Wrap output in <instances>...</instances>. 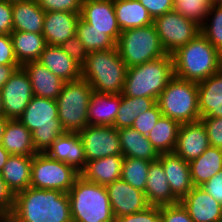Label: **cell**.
Segmentation results:
<instances>
[{"mask_svg":"<svg viewBox=\"0 0 222 222\" xmlns=\"http://www.w3.org/2000/svg\"><path fill=\"white\" fill-rule=\"evenodd\" d=\"M9 222H72L68 193L52 189H27L15 194Z\"/></svg>","mask_w":222,"mask_h":222,"instance_id":"obj_1","label":"cell"},{"mask_svg":"<svg viewBox=\"0 0 222 222\" xmlns=\"http://www.w3.org/2000/svg\"><path fill=\"white\" fill-rule=\"evenodd\" d=\"M174 75L199 83L222 69V54L200 33L172 53Z\"/></svg>","mask_w":222,"mask_h":222,"instance_id":"obj_2","label":"cell"},{"mask_svg":"<svg viewBox=\"0 0 222 222\" xmlns=\"http://www.w3.org/2000/svg\"><path fill=\"white\" fill-rule=\"evenodd\" d=\"M127 66L120 57L117 46L110 50L88 52L82 66V78L94 92L121 94L124 89Z\"/></svg>","mask_w":222,"mask_h":222,"instance_id":"obj_3","label":"cell"},{"mask_svg":"<svg viewBox=\"0 0 222 222\" xmlns=\"http://www.w3.org/2000/svg\"><path fill=\"white\" fill-rule=\"evenodd\" d=\"M172 54L127 68L123 94L128 97H147L157 101L161 92L174 77Z\"/></svg>","mask_w":222,"mask_h":222,"instance_id":"obj_4","label":"cell"},{"mask_svg":"<svg viewBox=\"0 0 222 222\" xmlns=\"http://www.w3.org/2000/svg\"><path fill=\"white\" fill-rule=\"evenodd\" d=\"M72 222H114L106 187L78 176L68 192Z\"/></svg>","mask_w":222,"mask_h":222,"instance_id":"obj_5","label":"cell"},{"mask_svg":"<svg viewBox=\"0 0 222 222\" xmlns=\"http://www.w3.org/2000/svg\"><path fill=\"white\" fill-rule=\"evenodd\" d=\"M18 120L31 132L37 153H46L65 132L58 119V106L54 99L34 95Z\"/></svg>","mask_w":222,"mask_h":222,"instance_id":"obj_6","label":"cell"},{"mask_svg":"<svg viewBox=\"0 0 222 222\" xmlns=\"http://www.w3.org/2000/svg\"><path fill=\"white\" fill-rule=\"evenodd\" d=\"M156 103L163 116L180 124L200 120L198 85L174 76L159 95Z\"/></svg>","mask_w":222,"mask_h":222,"instance_id":"obj_7","label":"cell"},{"mask_svg":"<svg viewBox=\"0 0 222 222\" xmlns=\"http://www.w3.org/2000/svg\"><path fill=\"white\" fill-rule=\"evenodd\" d=\"M93 92L91 85L82 77L64 82L56 102L58 119L65 132L78 133L88 125L87 110Z\"/></svg>","mask_w":222,"mask_h":222,"instance_id":"obj_8","label":"cell"},{"mask_svg":"<svg viewBox=\"0 0 222 222\" xmlns=\"http://www.w3.org/2000/svg\"><path fill=\"white\" fill-rule=\"evenodd\" d=\"M116 46L127 68L167 55L154 24L123 30Z\"/></svg>","mask_w":222,"mask_h":222,"instance_id":"obj_9","label":"cell"},{"mask_svg":"<svg viewBox=\"0 0 222 222\" xmlns=\"http://www.w3.org/2000/svg\"><path fill=\"white\" fill-rule=\"evenodd\" d=\"M79 175L72 166L54 160L46 153H36L31 167L30 187L68 193Z\"/></svg>","mask_w":222,"mask_h":222,"instance_id":"obj_10","label":"cell"},{"mask_svg":"<svg viewBox=\"0 0 222 222\" xmlns=\"http://www.w3.org/2000/svg\"><path fill=\"white\" fill-rule=\"evenodd\" d=\"M153 24L167 54L174 53L201 33L200 25L175 10L155 18Z\"/></svg>","mask_w":222,"mask_h":222,"instance_id":"obj_11","label":"cell"},{"mask_svg":"<svg viewBox=\"0 0 222 222\" xmlns=\"http://www.w3.org/2000/svg\"><path fill=\"white\" fill-rule=\"evenodd\" d=\"M86 161L112 155H122L118 129L114 126L87 125L78 132Z\"/></svg>","mask_w":222,"mask_h":222,"instance_id":"obj_12","label":"cell"},{"mask_svg":"<svg viewBox=\"0 0 222 222\" xmlns=\"http://www.w3.org/2000/svg\"><path fill=\"white\" fill-rule=\"evenodd\" d=\"M0 92L3 115L8 119H18L34 96L29 77L22 67L16 69Z\"/></svg>","mask_w":222,"mask_h":222,"instance_id":"obj_13","label":"cell"},{"mask_svg":"<svg viewBox=\"0 0 222 222\" xmlns=\"http://www.w3.org/2000/svg\"><path fill=\"white\" fill-rule=\"evenodd\" d=\"M80 18L93 29L103 31L118 42L122 31L117 22L113 0H83Z\"/></svg>","mask_w":222,"mask_h":222,"instance_id":"obj_14","label":"cell"},{"mask_svg":"<svg viewBox=\"0 0 222 222\" xmlns=\"http://www.w3.org/2000/svg\"><path fill=\"white\" fill-rule=\"evenodd\" d=\"M115 218L141 212L150 206L145 192L134 188L122 179L105 186Z\"/></svg>","mask_w":222,"mask_h":222,"instance_id":"obj_15","label":"cell"},{"mask_svg":"<svg viewBox=\"0 0 222 222\" xmlns=\"http://www.w3.org/2000/svg\"><path fill=\"white\" fill-rule=\"evenodd\" d=\"M180 202L194 222H222V204L201 186H194Z\"/></svg>","mask_w":222,"mask_h":222,"instance_id":"obj_16","label":"cell"},{"mask_svg":"<svg viewBox=\"0 0 222 222\" xmlns=\"http://www.w3.org/2000/svg\"><path fill=\"white\" fill-rule=\"evenodd\" d=\"M209 146L205 126L200 120L180 125L174 152L186 162L198 158Z\"/></svg>","mask_w":222,"mask_h":222,"instance_id":"obj_17","label":"cell"},{"mask_svg":"<svg viewBox=\"0 0 222 222\" xmlns=\"http://www.w3.org/2000/svg\"><path fill=\"white\" fill-rule=\"evenodd\" d=\"M158 160L163 165L172 193L181 200L194 187L189 162L175 152L161 153Z\"/></svg>","mask_w":222,"mask_h":222,"instance_id":"obj_18","label":"cell"},{"mask_svg":"<svg viewBox=\"0 0 222 222\" xmlns=\"http://www.w3.org/2000/svg\"><path fill=\"white\" fill-rule=\"evenodd\" d=\"M46 154L54 159L72 166L79 173L86 165V157L83 143L76 132H64L46 151Z\"/></svg>","mask_w":222,"mask_h":222,"instance_id":"obj_19","label":"cell"},{"mask_svg":"<svg viewBox=\"0 0 222 222\" xmlns=\"http://www.w3.org/2000/svg\"><path fill=\"white\" fill-rule=\"evenodd\" d=\"M80 14L72 12H45L42 34L46 44L57 45L66 42L76 34Z\"/></svg>","mask_w":222,"mask_h":222,"instance_id":"obj_20","label":"cell"},{"mask_svg":"<svg viewBox=\"0 0 222 222\" xmlns=\"http://www.w3.org/2000/svg\"><path fill=\"white\" fill-rule=\"evenodd\" d=\"M64 82L82 77V67L57 45H46L38 60Z\"/></svg>","mask_w":222,"mask_h":222,"instance_id":"obj_21","label":"cell"},{"mask_svg":"<svg viewBox=\"0 0 222 222\" xmlns=\"http://www.w3.org/2000/svg\"><path fill=\"white\" fill-rule=\"evenodd\" d=\"M145 197L148 204L152 206H163L180 202L172 193L163 170V165L159 160L150 162L145 186Z\"/></svg>","mask_w":222,"mask_h":222,"instance_id":"obj_22","label":"cell"},{"mask_svg":"<svg viewBox=\"0 0 222 222\" xmlns=\"http://www.w3.org/2000/svg\"><path fill=\"white\" fill-rule=\"evenodd\" d=\"M27 73L35 96L56 100L64 81L54 75L38 61H30L21 66Z\"/></svg>","mask_w":222,"mask_h":222,"instance_id":"obj_23","label":"cell"},{"mask_svg":"<svg viewBox=\"0 0 222 222\" xmlns=\"http://www.w3.org/2000/svg\"><path fill=\"white\" fill-rule=\"evenodd\" d=\"M197 85L200 117H222V69Z\"/></svg>","mask_w":222,"mask_h":222,"instance_id":"obj_24","label":"cell"},{"mask_svg":"<svg viewBox=\"0 0 222 222\" xmlns=\"http://www.w3.org/2000/svg\"><path fill=\"white\" fill-rule=\"evenodd\" d=\"M120 102L121 94L93 92L87 110L88 125L114 126Z\"/></svg>","mask_w":222,"mask_h":222,"instance_id":"obj_25","label":"cell"},{"mask_svg":"<svg viewBox=\"0 0 222 222\" xmlns=\"http://www.w3.org/2000/svg\"><path fill=\"white\" fill-rule=\"evenodd\" d=\"M123 155H112L86 162L80 176L99 185L106 186L121 177Z\"/></svg>","mask_w":222,"mask_h":222,"instance_id":"obj_26","label":"cell"},{"mask_svg":"<svg viewBox=\"0 0 222 222\" xmlns=\"http://www.w3.org/2000/svg\"><path fill=\"white\" fill-rule=\"evenodd\" d=\"M13 31L42 34L45 11L37 0H24L12 3Z\"/></svg>","mask_w":222,"mask_h":222,"instance_id":"obj_27","label":"cell"},{"mask_svg":"<svg viewBox=\"0 0 222 222\" xmlns=\"http://www.w3.org/2000/svg\"><path fill=\"white\" fill-rule=\"evenodd\" d=\"M32 162L33 156L10 155L2 168L0 176L14 195L30 187Z\"/></svg>","mask_w":222,"mask_h":222,"instance_id":"obj_28","label":"cell"},{"mask_svg":"<svg viewBox=\"0 0 222 222\" xmlns=\"http://www.w3.org/2000/svg\"><path fill=\"white\" fill-rule=\"evenodd\" d=\"M1 145L10 155L34 156L32 134L18 119H9Z\"/></svg>","mask_w":222,"mask_h":222,"instance_id":"obj_29","label":"cell"},{"mask_svg":"<svg viewBox=\"0 0 222 222\" xmlns=\"http://www.w3.org/2000/svg\"><path fill=\"white\" fill-rule=\"evenodd\" d=\"M118 133L124 157L145 159L151 162L158 160L160 154L147 136L132 127L118 129Z\"/></svg>","mask_w":222,"mask_h":222,"instance_id":"obj_30","label":"cell"},{"mask_svg":"<svg viewBox=\"0 0 222 222\" xmlns=\"http://www.w3.org/2000/svg\"><path fill=\"white\" fill-rule=\"evenodd\" d=\"M121 31L153 24L147 9L138 0H113Z\"/></svg>","mask_w":222,"mask_h":222,"instance_id":"obj_31","label":"cell"},{"mask_svg":"<svg viewBox=\"0 0 222 222\" xmlns=\"http://www.w3.org/2000/svg\"><path fill=\"white\" fill-rule=\"evenodd\" d=\"M189 165L193 185L201 186L222 170V149L209 146Z\"/></svg>","mask_w":222,"mask_h":222,"instance_id":"obj_32","label":"cell"},{"mask_svg":"<svg viewBox=\"0 0 222 222\" xmlns=\"http://www.w3.org/2000/svg\"><path fill=\"white\" fill-rule=\"evenodd\" d=\"M14 53L18 63L38 61L46 44L43 34L13 31L11 34Z\"/></svg>","mask_w":222,"mask_h":222,"instance_id":"obj_33","label":"cell"},{"mask_svg":"<svg viewBox=\"0 0 222 222\" xmlns=\"http://www.w3.org/2000/svg\"><path fill=\"white\" fill-rule=\"evenodd\" d=\"M180 123L161 115L152 130L147 135L148 140L159 154L174 152Z\"/></svg>","mask_w":222,"mask_h":222,"instance_id":"obj_34","label":"cell"},{"mask_svg":"<svg viewBox=\"0 0 222 222\" xmlns=\"http://www.w3.org/2000/svg\"><path fill=\"white\" fill-rule=\"evenodd\" d=\"M156 104V100L147 97H128L121 93V102L114 120L117 129L132 127L134 120Z\"/></svg>","mask_w":222,"mask_h":222,"instance_id":"obj_35","label":"cell"},{"mask_svg":"<svg viewBox=\"0 0 222 222\" xmlns=\"http://www.w3.org/2000/svg\"><path fill=\"white\" fill-rule=\"evenodd\" d=\"M76 35L88 52L110 50L116 47V42L103 31L93 29L81 18L76 25Z\"/></svg>","mask_w":222,"mask_h":222,"instance_id":"obj_36","label":"cell"},{"mask_svg":"<svg viewBox=\"0 0 222 222\" xmlns=\"http://www.w3.org/2000/svg\"><path fill=\"white\" fill-rule=\"evenodd\" d=\"M150 162L145 159L124 157L120 179L145 192Z\"/></svg>","mask_w":222,"mask_h":222,"instance_id":"obj_37","label":"cell"},{"mask_svg":"<svg viewBox=\"0 0 222 222\" xmlns=\"http://www.w3.org/2000/svg\"><path fill=\"white\" fill-rule=\"evenodd\" d=\"M201 34L222 54V5L210 6Z\"/></svg>","mask_w":222,"mask_h":222,"instance_id":"obj_38","label":"cell"},{"mask_svg":"<svg viewBox=\"0 0 222 222\" xmlns=\"http://www.w3.org/2000/svg\"><path fill=\"white\" fill-rule=\"evenodd\" d=\"M174 10L184 17L202 25L209 11L207 0H173Z\"/></svg>","mask_w":222,"mask_h":222,"instance_id":"obj_39","label":"cell"},{"mask_svg":"<svg viewBox=\"0 0 222 222\" xmlns=\"http://www.w3.org/2000/svg\"><path fill=\"white\" fill-rule=\"evenodd\" d=\"M37 2L45 12L57 11L81 14L83 0H37Z\"/></svg>","mask_w":222,"mask_h":222,"instance_id":"obj_40","label":"cell"},{"mask_svg":"<svg viewBox=\"0 0 222 222\" xmlns=\"http://www.w3.org/2000/svg\"><path fill=\"white\" fill-rule=\"evenodd\" d=\"M161 115L162 113L159 109L158 104L156 103L152 108L141 113L134 120L132 128L139 131L142 135L147 136Z\"/></svg>","mask_w":222,"mask_h":222,"instance_id":"obj_41","label":"cell"},{"mask_svg":"<svg viewBox=\"0 0 222 222\" xmlns=\"http://www.w3.org/2000/svg\"><path fill=\"white\" fill-rule=\"evenodd\" d=\"M161 222H194L181 202L160 206Z\"/></svg>","mask_w":222,"mask_h":222,"instance_id":"obj_42","label":"cell"},{"mask_svg":"<svg viewBox=\"0 0 222 222\" xmlns=\"http://www.w3.org/2000/svg\"><path fill=\"white\" fill-rule=\"evenodd\" d=\"M59 47L81 67L85 64L88 51L76 34L70 37L66 42L61 43Z\"/></svg>","mask_w":222,"mask_h":222,"instance_id":"obj_43","label":"cell"},{"mask_svg":"<svg viewBox=\"0 0 222 222\" xmlns=\"http://www.w3.org/2000/svg\"><path fill=\"white\" fill-rule=\"evenodd\" d=\"M200 121L205 126L210 146L222 149V117H201Z\"/></svg>","mask_w":222,"mask_h":222,"instance_id":"obj_44","label":"cell"},{"mask_svg":"<svg viewBox=\"0 0 222 222\" xmlns=\"http://www.w3.org/2000/svg\"><path fill=\"white\" fill-rule=\"evenodd\" d=\"M114 222H161L160 206H148L145 210L115 218Z\"/></svg>","mask_w":222,"mask_h":222,"instance_id":"obj_45","label":"cell"},{"mask_svg":"<svg viewBox=\"0 0 222 222\" xmlns=\"http://www.w3.org/2000/svg\"><path fill=\"white\" fill-rule=\"evenodd\" d=\"M148 11L152 19L174 10L173 0H138Z\"/></svg>","mask_w":222,"mask_h":222,"instance_id":"obj_46","label":"cell"},{"mask_svg":"<svg viewBox=\"0 0 222 222\" xmlns=\"http://www.w3.org/2000/svg\"><path fill=\"white\" fill-rule=\"evenodd\" d=\"M0 65H20L10 35L0 34Z\"/></svg>","mask_w":222,"mask_h":222,"instance_id":"obj_47","label":"cell"},{"mask_svg":"<svg viewBox=\"0 0 222 222\" xmlns=\"http://www.w3.org/2000/svg\"><path fill=\"white\" fill-rule=\"evenodd\" d=\"M13 32L12 3L0 0V34L10 35Z\"/></svg>","mask_w":222,"mask_h":222,"instance_id":"obj_48","label":"cell"},{"mask_svg":"<svg viewBox=\"0 0 222 222\" xmlns=\"http://www.w3.org/2000/svg\"><path fill=\"white\" fill-rule=\"evenodd\" d=\"M15 195L0 176V211L8 217L14 207Z\"/></svg>","mask_w":222,"mask_h":222,"instance_id":"obj_49","label":"cell"},{"mask_svg":"<svg viewBox=\"0 0 222 222\" xmlns=\"http://www.w3.org/2000/svg\"><path fill=\"white\" fill-rule=\"evenodd\" d=\"M201 187L216 201L222 204V170L205 182Z\"/></svg>","mask_w":222,"mask_h":222,"instance_id":"obj_50","label":"cell"},{"mask_svg":"<svg viewBox=\"0 0 222 222\" xmlns=\"http://www.w3.org/2000/svg\"><path fill=\"white\" fill-rule=\"evenodd\" d=\"M21 65H0V89Z\"/></svg>","mask_w":222,"mask_h":222,"instance_id":"obj_51","label":"cell"},{"mask_svg":"<svg viewBox=\"0 0 222 222\" xmlns=\"http://www.w3.org/2000/svg\"><path fill=\"white\" fill-rule=\"evenodd\" d=\"M9 156L10 154L7 152V150L2 145H0V172L7 162Z\"/></svg>","mask_w":222,"mask_h":222,"instance_id":"obj_52","label":"cell"},{"mask_svg":"<svg viewBox=\"0 0 222 222\" xmlns=\"http://www.w3.org/2000/svg\"><path fill=\"white\" fill-rule=\"evenodd\" d=\"M8 118H6L4 115L0 116V145L2 143V139H3V135H4V131H5V127L7 125L8 122Z\"/></svg>","mask_w":222,"mask_h":222,"instance_id":"obj_53","label":"cell"},{"mask_svg":"<svg viewBox=\"0 0 222 222\" xmlns=\"http://www.w3.org/2000/svg\"><path fill=\"white\" fill-rule=\"evenodd\" d=\"M209 6H219L222 5V0H207Z\"/></svg>","mask_w":222,"mask_h":222,"instance_id":"obj_54","label":"cell"},{"mask_svg":"<svg viewBox=\"0 0 222 222\" xmlns=\"http://www.w3.org/2000/svg\"><path fill=\"white\" fill-rule=\"evenodd\" d=\"M0 116H3V106H2L1 92H0Z\"/></svg>","mask_w":222,"mask_h":222,"instance_id":"obj_55","label":"cell"},{"mask_svg":"<svg viewBox=\"0 0 222 222\" xmlns=\"http://www.w3.org/2000/svg\"><path fill=\"white\" fill-rule=\"evenodd\" d=\"M7 217L0 211V222H5Z\"/></svg>","mask_w":222,"mask_h":222,"instance_id":"obj_56","label":"cell"},{"mask_svg":"<svg viewBox=\"0 0 222 222\" xmlns=\"http://www.w3.org/2000/svg\"><path fill=\"white\" fill-rule=\"evenodd\" d=\"M7 2H10V3H14V2H19V1H24V0H5Z\"/></svg>","mask_w":222,"mask_h":222,"instance_id":"obj_57","label":"cell"}]
</instances>
